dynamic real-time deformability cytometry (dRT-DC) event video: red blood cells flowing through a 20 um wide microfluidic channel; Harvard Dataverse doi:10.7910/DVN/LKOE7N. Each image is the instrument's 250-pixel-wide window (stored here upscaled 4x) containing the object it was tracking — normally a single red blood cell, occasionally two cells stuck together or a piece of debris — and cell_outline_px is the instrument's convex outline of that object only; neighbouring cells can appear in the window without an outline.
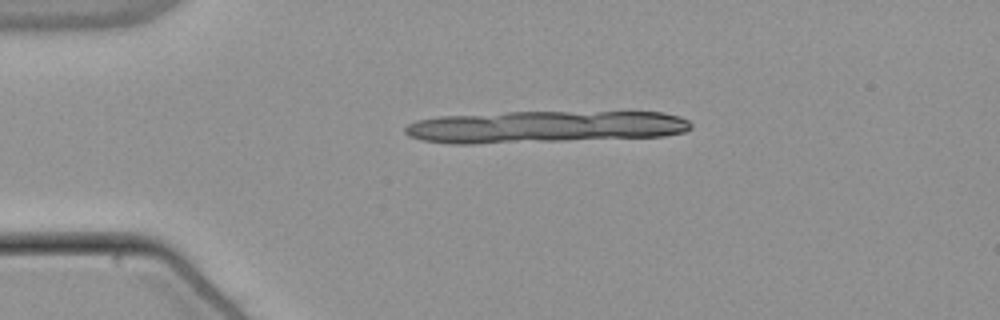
{"species": "common noctule bat (a hibernating species)", "species_latin": "Nyctalus noctula", "temperature_condition": "warm", "stored_images_in_passage": 9, "segment_of_instrument_passage": [2, 2], "camera_frame_rate_fps": 3000, "um_per_image_px": 0.085, "animal": {"sex": "male", "body_mass_g": 21.5, "forearm_length_mm": 52.0}, "frame": {"image": 1, "passage_image": 9, "time_ms": 2.667, "image_size_px": [1000, 320], "cell_outline_px": [[672, 132], [644, 136], [628, 136], [588, 132], [624, 112], [648, 112], [668, 116]], "centroid_in_image_um": [54.03, 10.61], "position_along_channel_um": 31.0, "area_um2": 10.35}}